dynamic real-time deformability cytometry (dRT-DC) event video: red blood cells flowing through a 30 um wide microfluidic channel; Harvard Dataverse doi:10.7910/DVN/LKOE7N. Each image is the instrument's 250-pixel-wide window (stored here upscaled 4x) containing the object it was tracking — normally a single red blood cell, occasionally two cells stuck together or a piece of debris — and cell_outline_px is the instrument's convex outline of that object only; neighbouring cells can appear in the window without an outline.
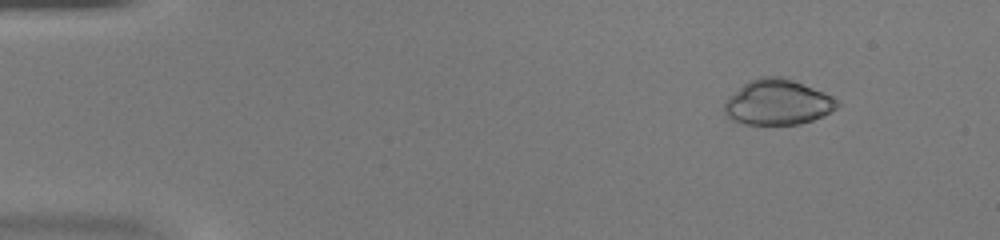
{"species": "common noctule bat (a hibernating species)", "species_latin": "Nyctalus noctula", "temperature_condition": "warm", "stored_images_in_passage": 50, "camera_frame_rate_fps": 3000, "um_per_image_px": 0.085, "animal": {"sex": "female", "body_mass_g": 20.0, "forearm_length_mm": 54.0}, "frame": {"image": 1, "passage_image": 6, "time_ms": 1.667, "image_size_px": [1000, 240], "cell_outline_px": [[840, 104], [836, 108], [824, 116], [800, 124], [744, 124], [732, 120], [724, 112], [724, 100], [728, 96], [748, 80], [760, 76], [780, 76], [792, 80], [824, 92], [840, 100]], "centroid_in_image_um": [66.09, 8.69], "position_along_channel_um": 18.9, "area_um2": 30.0}}
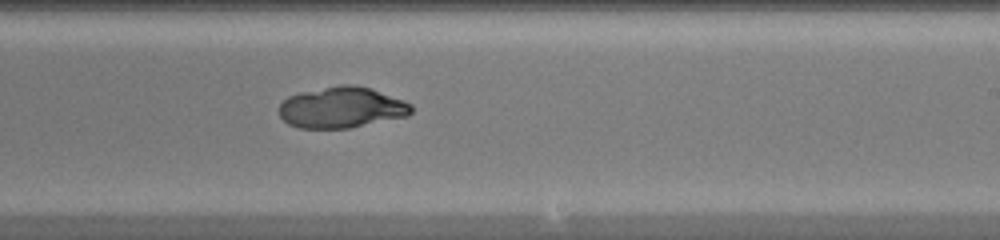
{"frame": {"image": 2, "passage_image": 31, "time_ms": 10.0, "image_size_px": [1000, 240], "cell_outline_px": [[412, 112], [408, 116], [348, 128], [300, 128], [288, 124], [280, 116], [280, 104], [288, 96], [300, 92], [340, 84], [352, 84], [368, 88], [404, 100], [412, 104]], "centroid_in_image_um": [29.04, 9.13], "position_along_channel_um": 260.0, "area_um2": 31.5}}
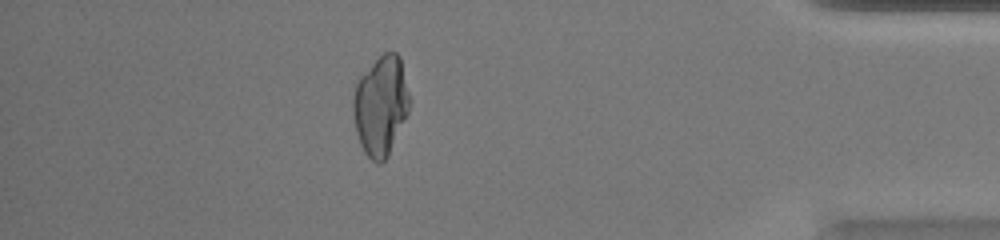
{"frame": {"image": 3, "passage_image": 44, "time_ms": 14.333, "image_size_px": [1000, 240], "cell_outline_px": [[408, 112], [388, 156], [380, 164], [376, 164], [364, 152], [360, 144], [356, 132], [352, 112], [352, 96], [356, 80], [384, 52], [396, 52], [400, 56], [408, 92]], "centroid_in_image_um": [32.32, 8.99], "position_along_channel_um": 402.9, "area_um2": 32.6}}